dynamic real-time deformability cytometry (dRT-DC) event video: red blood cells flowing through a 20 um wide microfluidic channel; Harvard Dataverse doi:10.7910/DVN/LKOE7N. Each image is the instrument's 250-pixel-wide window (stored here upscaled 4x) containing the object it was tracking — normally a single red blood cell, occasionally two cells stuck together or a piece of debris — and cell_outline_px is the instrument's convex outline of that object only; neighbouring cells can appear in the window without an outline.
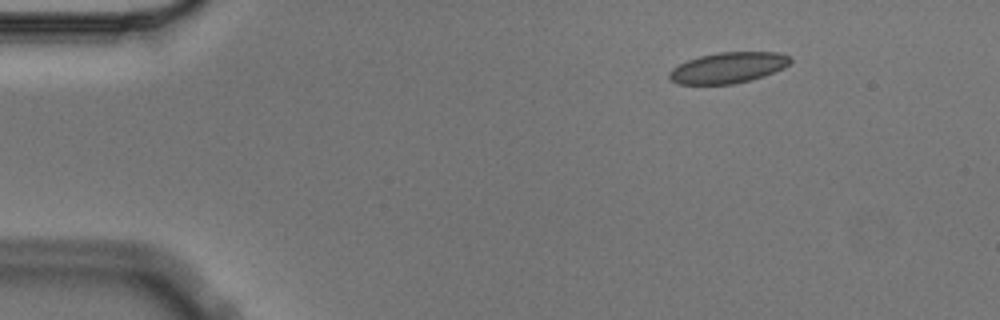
{"species": "Egyptian fruit bat (a non-hibernating species)", "species_latin": "Rousettus aegyptiacus", "temperature_condition": "cold", "stored_images_in_passage": 4, "camera_frame_rate_fps": 3000, "um_per_image_px": 0.085, "animal": {"sex": "male"}, "frame": {"image": 1, "passage_image": 2, "time_ms": 0.333, "image_size_px": [1000, 320], "cell_outline_px": [[792, 60], [784, 68], [764, 76], [732, 84], [676, 84], [668, 76], [668, 72], [672, 68], [688, 60], [700, 56], [720, 52], [780, 52], [792, 56]], "centroid_in_image_um": [61.91, 5.75], "position_along_channel_um": 23.1, "area_um2": 21.73}}